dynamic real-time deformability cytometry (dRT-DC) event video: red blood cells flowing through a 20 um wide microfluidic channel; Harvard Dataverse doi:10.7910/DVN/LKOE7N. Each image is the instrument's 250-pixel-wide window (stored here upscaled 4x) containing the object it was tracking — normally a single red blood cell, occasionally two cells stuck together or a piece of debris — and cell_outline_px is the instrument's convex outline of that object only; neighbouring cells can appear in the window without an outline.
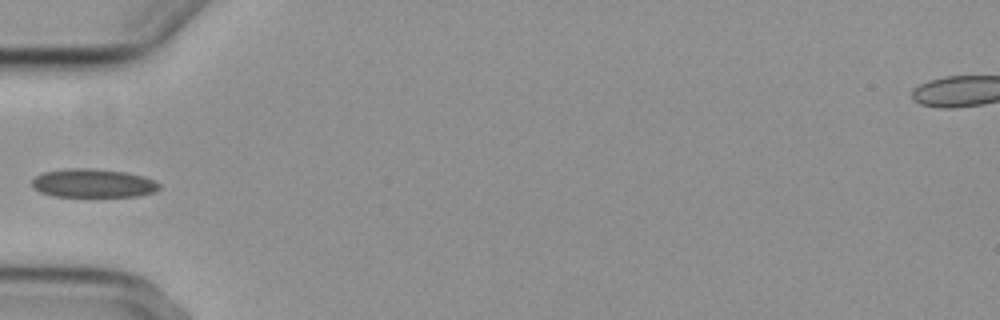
{"species": "common noctule bat (a hibernating species)", "species_latin": "Nyctalus noctula", "temperature_condition": "cold", "stored_images_in_passage": 4, "camera_frame_rate_fps": 3000, "um_per_image_px": 0.085, "animal": {"sex": "female", "body_mass_g": 29.2, "forearm_length_mm": 56.3}, "frame": {"image": 1, "passage_image": 4, "time_ms": 4.333, "image_size_px": [1000, 320], "cell_outline_px": [[160, 188], [156, 192], [136, 196], [52, 196], [40, 192], [32, 188], [32, 180], [36, 176], [44, 172], [68, 168], [92, 168], [128, 172], [144, 176], [156, 180], [160, 184]], "centroid_in_image_um": [7.94, 15.56], "position_along_channel_um": 77.1, "area_um2": 21.44}}